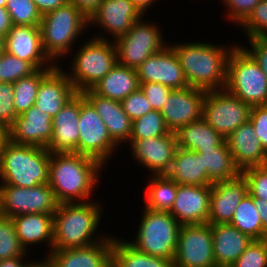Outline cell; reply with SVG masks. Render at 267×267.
I'll list each match as a JSON object with an SVG mask.
<instances>
[{
  "instance_id": "obj_55",
  "label": "cell",
  "mask_w": 267,
  "mask_h": 267,
  "mask_svg": "<svg viewBox=\"0 0 267 267\" xmlns=\"http://www.w3.org/2000/svg\"><path fill=\"white\" fill-rule=\"evenodd\" d=\"M10 142L9 128L0 123V159L4 153L6 145Z\"/></svg>"
},
{
  "instance_id": "obj_32",
  "label": "cell",
  "mask_w": 267,
  "mask_h": 267,
  "mask_svg": "<svg viewBox=\"0 0 267 267\" xmlns=\"http://www.w3.org/2000/svg\"><path fill=\"white\" fill-rule=\"evenodd\" d=\"M201 156L203 171L213 182L228 181L236 179L241 171L235 166L232 153L227 142L218 149L197 151Z\"/></svg>"
},
{
  "instance_id": "obj_21",
  "label": "cell",
  "mask_w": 267,
  "mask_h": 267,
  "mask_svg": "<svg viewBox=\"0 0 267 267\" xmlns=\"http://www.w3.org/2000/svg\"><path fill=\"white\" fill-rule=\"evenodd\" d=\"M45 259L51 267H112V236L86 247L52 250Z\"/></svg>"
},
{
  "instance_id": "obj_62",
  "label": "cell",
  "mask_w": 267,
  "mask_h": 267,
  "mask_svg": "<svg viewBox=\"0 0 267 267\" xmlns=\"http://www.w3.org/2000/svg\"><path fill=\"white\" fill-rule=\"evenodd\" d=\"M214 267H231V266H217V265H216V266H214Z\"/></svg>"
},
{
  "instance_id": "obj_31",
  "label": "cell",
  "mask_w": 267,
  "mask_h": 267,
  "mask_svg": "<svg viewBox=\"0 0 267 267\" xmlns=\"http://www.w3.org/2000/svg\"><path fill=\"white\" fill-rule=\"evenodd\" d=\"M176 136L178 147L194 152L218 149L226 143V139L203 118L181 127Z\"/></svg>"
},
{
  "instance_id": "obj_45",
  "label": "cell",
  "mask_w": 267,
  "mask_h": 267,
  "mask_svg": "<svg viewBox=\"0 0 267 267\" xmlns=\"http://www.w3.org/2000/svg\"><path fill=\"white\" fill-rule=\"evenodd\" d=\"M121 105L124 112L131 118L132 121L153 110L140 87L122 100Z\"/></svg>"
},
{
  "instance_id": "obj_20",
  "label": "cell",
  "mask_w": 267,
  "mask_h": 267,
  "mask_svg": "<svg viewBox=\"0 0 267 267\" xmlns=\"http://www.w3.org/2000/svg\"><path fill=\"white\" fill-rule=\"evenodd\" d=\"M79 116L80 93H77L52 119V137L47 145L50 153L79 154Z\"/></svg>"
},
{
  "instance_id": "obj_19",
  "label": "cell",
  "mask_w": 267,
  "mask_h": 267,
  "mask_svg": "<svg viewBox=\"0 0 267 267\" xmlns=\"http://www.w3.org/2000/svg\"><path fill=\"white\" fill-rule=\"evenodd\" d=\"M131 0H103L89 18V25H98L115 41L125 35L133 24L144 17Z\"/></svg>"
},
{
  "instance_id": "obj_33",
  "label": "cell",
  "mask_w": 267,
  "mask_h": 267,
  "mask_svg": "<svg viewBox=\"0 0 267 267\" xmlns=\"http://www.w3.org/2000/svg\"><path fill=\"white\" fill-rule=\"evenodd\" d=\"M112 267H173V263L139 252L128 241L112 237Z\"/></svg>"
},
{
  "instance_id": "obj_28",
  "label": "cell",
  "mask_w": 267,
  "mask_h": 267,
  "mask_svg": "<svg viewBox=\"0 0 267 267\" xmlns=\"http://www.w3.org/2000/svg\"><path fill=\"white\" fill-rule=\"evenodd\" d=\"M16 235L20 244L27 252L30 245L44 244L50 247L47 256L52 251L53 244V215L42 213L22 214L12 218ZM42 242V243H41ZM29 246V247H28Z\"/></svg>"
},
{
  "instance_id": "obj_56",
  "label": "cell",
  "mask_w": 267,
  "mask_h": 267,
  "mask_svg": "<svg viewBox=\"0 0 267 267\" xmlns=\"http://www.w3.org/2000/svg\"><path fill=\"white\" fill-rule=\"evenodd\" d=\"M139 11L144 15L156 0H131ZM150 6V7H149Z\"/></svg>"
},
{
  "instance_id": "obj_2",
  "label": "cell",
  "mask_w": 267,
  "mask_h": 267,
  "mask_svg": "<svg viewBox=\"0 0 267 267\" xmlns=\"http://www.w3.org/2000/svg\"><path fill=\"white\" fill-rule=\"evenodd\" d=\"M175 51L190 87L206 91L225 89L227 62L233 46L205 42L169 44Z\"/></svg>"
},
{
  "instance_id": "obj_17",
  "label": "cell",
  "mask_w": 267,
  "mask_h": 267,
  "mask_svg": "<svg viewBox=\"0 0 267 267\" xmlns=\"http://www.w3.org/2000/svg\"><path fill=\"white\" fill-rule=\"evenodd\" d=\"M212 185L177 184L176 198L170 211L181 225L207 224Z\"/></svg>"
},
{
  "instance_id": "obj_4",
  "label": "cell",
  "mask_w": 267,
  "mask_h": 267,
  "mask_svg": "<svg viewBox=\"0 0 267 267\" xmlns=\"http://www.w3.org/2000/svg\"><path fill=\"white\" fill-rule=\"evenodd\" d=\"M50 156L47 148L10 141L0 159V185L34 187L48 183Z\"/></svg>"
},
{
  "instance_id": "obj_6",
  "label": "cell",
  "mask_w": 267,
  "mask_h": 267,
  "mask_svg": "<svg viewBox=\"0 0 267 267\" xmlns=\"http://www.w3.org/2000/svg\"><path fill=\"white\" fill-rule=\"evenodd\" d=\"M66 74L77 93L91 89L117 63V51L114 41L104 35H94L79 47ZM71 73V74H70Z\"/></svg>"
},
{
  "instance_id": "obj_14",
  "label": "cell",
  "mask_w": 267,
  "mask_h": 267,
  "mask_svg": "<svg viewBox=\"0 0 267 267\" xmlns=\"http://www.w3.org/2000/svg\"><path fill=\"white\" fill-rule=\"evenodd\" d=\"M206 90L194 87L173 89L160 110L167 128L177 132L186 124L202 118Z\"/></svg>"
},
{
  "instance_id": "obj_53",
  "label": "cell",
  "mask_w": 267,
  "mask_h": 267,
  "mask_svg": "<svg viewBox=\"0 0 267 267\" xmlns=\"http://www.w3.org/2000/svg\"><path fill=\"white\" fill-rule=\"evenodd\" d=\"M26 257H14L10 259L0 260V267H29L34 261L25 262Z\"/></svg>"
},
{
  "instance_id": "obj_9",
  "label": "cell",
  "mask_w": 267,
  "mask_h": 267,
  "mask_svg": "<svg viewBox=\"0 0 267 267\" xmlns=\"http://www.w3.org/2000/svg\"><path fill=\"white\" fill-rule=\"evenodd\" d=\"M143 19L136 21L125 35L114 41L118 64L137 69L145 59L169 45L156 23L144 22Z\"/></svg>"
},
{
  "instance_id": "obj_52",
  "label": "cell",
  "mask_w": 267,
  "mask_h": 267,
  "mask_svg": "<svg viewBox=\"0 0 267 267\" xmlns=\"http://www.w3.org/2000/svg\"><path fill=\"white\" fill-rule=\"evenodd\" d=\"M13 24L6 7H0V36L6 37Z\"/></svg>"
},
{
  "instance_id": "obj_43",
  "label": "cell",
  "mask_w": 267,
  "mask_h": 267,
  "mask_svg": "<svg viewBox=\"0 0 267 267\" xmlns=\"http://www.w3.org/2000/svg\"><path fill=\"white\" fill-rule=\"evenodd\" d=\"M231 267H267V251L260 240H252Z\"/></svg>"
},
{
  "instance_id": "obj_36",
  "label": "cell",
  "mask_w": 267,
  "mask_h": 267,
  "mask_svg": "<svg viewBox=\"0 0 267 267\" xmlns=\"http://www.w3.org/2000/svg\"><path fill=\"white\" fill-rule=\"evenodd\" d=\"M52 69L53 68L37 69L31 75L23 77L13 83L14 108L17 115L22 114L34 105L41 80Z\"/></svg>"
},
{
  "instance_id": "obj_11",
  "label": "cell",
  "mask_w": 267,
  "mask_h": 267,
  "mask_svg": "<svg viewBox=\"0 0 267 267\" xmlns=\"http://www.w3.org/2000/svg\"><path fill=\"white\" fill-rule=\"evenodd\" d=\"M251 106L226 89L207 91L202 118L225 139L249 120Z\"/></svg>"
},
{
  "instance_id": "obj_40",
  "label": "cell",
  "mask_w": 267,
  "mask_h": 267,
  "mask_svg": "<svg viewBox=\"0 0 267 267\" xmlns=\"http://www.w3.org/2000/svg\"><path fill=\"white\" fill-rule=\"evenodd\" d=\"M6 9L13 25L40 26L42 15L33 0H7Z\"/></svg>"
},
{
  "instance_id": "obj_41",
  "label": "cell",
  "mask_w": 267,
  "mask_h": 267,
  "mask_svg": "<svg viewBox=\"0 0 267 267\" xmlns=\"http://www.w3.org/2000/svg\"><path fill=\"white\" fill-rule=\"evenodd\" d=\"M241 175L247 182L249 195L267 200V164L246 168Z\"/></svg>"
},
{
  "instance_id": "obj_49",
  "label": "cell",
  "mask_w": 267,
  "mask_h": 267,
  "mask_svg": "<svg viewBox=\"0 0 267 267\" xmlns=\"http://www.w3.org/2000/svg\"><path fill=\"white\" fill-rule=\"evenodd\" d=\"M248 48L243 47L259 64V67L267 77V38L265 37H250L248 38Z\"/></svg>"
},
{
  "instance_id": "obj_1",
  "label": "cell",
  "mask_w": 267,
  "mask_h": 267,
  "mask_svg": "<svg viewBox=\"0 0 267 267\" xmlns=\"http://www.w3.org/2000/svg\"><path fill=\"white\" fill-rule=\"evenodd\" d=\"M102 166L97 160L78 153H51L48 184L57 202L90 201L93 189L99 184Z\"/></svg>"
},
{
  "instance_id": "obj_48",
  "label": "cell",
  "mask_w": 267,
  "mask_h": 267,
  "mask_svg": "<svg viewBox=\"0 0 267 267\" xmlns=\"http://www.w3.org/2000/svg\"><path fill=\"white\" fill-rule=\"evenodd\" d=\"M249 120L263 149L267 152V105L252 106Z\"/></svg>"
},
{
  "instance_id": "obj_47",
  "label": "cell",
  "mask_w": 267,
  "mask_h": 267,
  "mask_svg": "<svg viewBox=\"0 0 267 267\" xmlns=\"http://www.w3.org/2000/svg\"><path fill=\"white\" fill-rule=\"evenodd\" d=\"M140 89L145 94L153 110L160 111L173 89L160 83L139 82Z\"/></svg>"
},
{
  "instance_id": "obj_34",
  "label": "cell",
  "mask_w": 267,
  "mask_h": 267,
  "mask_svg": "<svg viewBox=\"0 0 267 267\" xmlns=\"http://www.w3.org/2000/svg\"><path fill=\"white\" fill-rule=\"evenodd\" d=\"M145 187V206L153 211L170 212L177 192V183L165 175H152Z\"/></svg>"
},
{
  "instance_id": "obj_7",
  "label": "cell",
  "mask_w": 267,
  "mask_h": 267,
  "mask_svg": "<svg viewBox=\"0 0 267 267\" xmlns=\"http://www.w3.org/2000/svg\"><path fill=\"white\" fill-rule=\"evenodd\" d=\"M142 212L135 240L128 243L139 252L163 257L173 263L181 224L170 212L153 211L146 207Z\"/></svg>"
},
{
  "instance_id": "obj_3",
  "label": "cell",
  "mask_w": 267,
  "mask_h": 267,
  "mask_svg": "<svg viewBox=\"0 0 267 267\" xmlns=\"http://www.w3.org/2000/svg\"><path fill=\"white\" fill-rule=\"evenodd\" d=\"M92 201L58 205L53 215L52 250L86 247L103 241L108 236L106 233L105 236H94L97 234L103 209L100 203Z\"/></svg>"
},
{
  "instance_id": "obj_8",
  "label": "cell",
  "mask_w": 267,
  "mask_h": 267,
  "mask_svg": "<svg viewBox=\"0 0 267 267\" xmlns=\"http://www.w3.org/2000/svg\"><path fill=\"white\" fill-rule=\"evenodd\" d=\"M225 89L251 107L267 105V77L241 45L229 55Z\"/></svg>"
},
{
  "instance_id": "obj_59",
  "label": "cell",
  "mask_w": 267,
  "mask_h": 267,
  "mask_svg": "<svg viewBox=\"0 0 267 267\" xmlns=\"http://www.w3.org/2000/svg\"><path fill=\"white\" fill-rule=\"evenodd\" d=\"M39 267H51V266L49 265V262L44 258L42 259L41 262L39 261Z\"/></svg>"
},
{
  "instance_id": "obj_24",
  "label": "cell",
  "mask_w": 267,
  "mask_h": 267,
  "mask_svg": "<svg viewBox=\"0 0 267 267\" xmlns=\"http://www.w3.org/2000/svg\"><path fill=\"white\" fill-rule=\"evenodd\" d=\"M76 94L65 70L57 64L41 80L34 105L53 118Z\"/></svg>"
},
{
  "instance_id": "obj_30",
  "label": "cell",
  "mask_w": 267,
  "mask_h": 267,
  "mask_svg": "<svg viewBox=\"0 0 267 267\" xmlns=\"http://www.w3.org/2000/svg\"><path fill=\"white\" fill-rule=\"evenodd\" d=\"M139 87L136 69L116 63L91 90L99 96L121 102Z\"/></svg>"
},
{
  "instance_id": "obj_10",
  "label": "cell",
  "mask_w": 267,
  "mask_h": 267,
  "mask_svg": "<svg viewBox=\"0 0 267 267\" xmlns=\"http://www.w3.org/2000/svg\"><path fill=\"white\" fill-rule=\"evenodd\" d=\"M54 192L48 183L34 187L0 185V215L16 217L22 214H52L57 210Z\"/></svg>"
},
{
  "instance_id": "obj_39",
  "label": "cell",
  "mask_w": 267,
  "mask_h": 267,
  "mask_svg": "<svg viewBox=\"0 0 267 267\" xmlns=\"http://www.w3.org/2000/svg\"><path fill=\"white\" fill-rule=\"evenodd\" d=\"M37 69L28 61L4 51L0 55V82L14 83Z\"/></svg>"
},
{
  "instance_id": "obj_25",
  "label": "cell",
  "mask_w": 267,
  "mask_h": 267,
  "mask_svg": "<svg viewBox=\"0 0 267 267\" xmlns=\"http://www.w3.org/2000/svg\"><path fill=\"white\" fill-rule=\"evenodd\" d=\"M226 142L232 153L235 166L240 171L249 167L267 164V152L263 149L259 138L256 136L250 120L232 132Z\"/></svg>"
},
{
  "instance_id": "obj_60",
  "label": "cell",
  "mask_w": 267,
  "mask_h": 267,
  "mask_svg": "<svg viewBox=\"0 0 267 267\" xmlns=\"http://www.w3.org/2000/svg\"><path fill=\"white\" fill-rule=\"evenodd\" d=\"M7 0H0V7H6Z\"/></svg>"
},
{
  "instance_id": "obj_15",
  "label": "cell",
  "mask_w": 267,
  "mask_h": 267,
  "mask_svg": "<svg viewBox=\"0 0 267 267\" xmlns=\"http://www.w3.org/2000/svg\"><path fill=\"white\" fill-rule=\"evenodd\" d=\"M132 158L151 175H165L178 147L176 132L141 140H129Z\"/></svg>"
},
{
  "instance_id": "obj_58",
  "label": "cell",
  "mask_w": 267,
  "mask_h": 267,
  "mask_svg": "<svg viewBox=\"0 0 267 267\" xmlns=\"http://www.w3.org/2000/svg\"><path fill=\"white\" fill-rule=\"evenodd\" d=\"M5 51V37L0 36V55Z\"/></svg>"
},
{
  "instance_id": "obj_26",
  "label": "cell",
  "mask_w": 267,
  "mask_h": 267,
  "mask_svg": "<svg viewBox=\"0 0 267 267\" xmlns=\"http://www.w3.org/2000/svg\"><path fill=\"white\" fill-rule=\"evenodd\" d=\"M93 105L103 120L111 138L118 144L129 142L132 131V120L124 112L121 102L95 94L91 89L82 92Z\"/></svg>"
},
{
  "instance_id": "obj_51",
  "label": "cell",
  "mask_w": 267,
  "mask_h": 267,
  "mask_svg": "<svg viewBox=\"0 0 267 267\" xmlns=\"http://www.w3.org/2000/svg\"><path fill=\"white\" fill-rule=\"evenodd\" d=\"M39 13L43 16L46 13L56 10L62 5H65L69 0H33Z\"/></svg>"
},
{
  "instance_id": "obj_50",
  "label": "cell",
  "mask_w": 267,
  "mask_h": 267,
  "mask_svg": "<svg viewBox=\"0 0 267 267\" xmlns=\"http://www.w3.org/2000/svg\"><path fill=\"white\" fill-rule=\"evenodd\" d=\"M103 0H69L78 8L88 19L98 9Z\"/></svg>"
},
{
  "instance_id": "obj_18",
  "label": "cell",
  "mask_w": 267,
  "mask_h": 267,
  "mask_svg": "<svg viewBox=\"0 0 267 267\" xmlns=\"http://www.w3.org/2000/svg\"><path fill=\"white\" fill-rule=\"evenodd\" d=\"M5 51L36 69L56 66L44 52L40 26L13 25L5 37Z\"/></svg>"
},
{
  "instance_id": "obj_16",
  "label": "cell",
  "mask_w": 267,
  "mask_h": 267,
  "mask_svg": "<svg viewBox=\"0 0 267 267\" xmlns=\"http://www.w3.org/2000/svg\"><path fill=\"white\" fill-rule=\"evenodd\" d=\"M136 72L139 82L160 83L171 89L189 86L180 61L170 45L145 59Z\"/></svg>"
},
{
  "instance_id": "obj_42",
  "label": "cell",
  "mask_w": 267,
  "mask_h": 267,
  "mask_svg": "<svg viewBox=\"0 0 267 267\" xmlns=\"http://www.w3.org/2000/svg\"><path fill=\"white\" fill-rule=\"evenodd\" d=\"M240 26L248 38H267V1L262 0Z\"/></svg>"
},
{
  "instance_id": "obj_12",
  "label": "cell",
  "mask_w": 267,
  "mask_h": 267,
  "mask_svg": "<svg viewBox=\"0 0 267 267\" xmlns=\"http://www.w3.org/2000/svg\"><path fill=\"white\" fill-rule=\"evenodd\" d=\"M79 154L100 162L103 167L117 150L118 144L111 138L103 120L93 105L80 93Z\"/></svg>"
},
{
  "instance_id": "obj_37",
  "label": "cell",
  "mask_w": 267,
  "mask_h": 267,
  "mask_svg": "<svg viewBox=\"0 0 267 267\" xmlns=\"http://www.w3.org/2000/svg\"><path fill=\"white\" fill-rule=\"evenodd\" d=\"M170 132L160 111L152 110L132 121L130 140H141L166 135Z\"/></svg>"
},
{
  "instance_id": "obj_22",
  "label": "cell",
  "mask_w": 267,
  "mask_h": 267,
  "mask_svg": "<svg viewBox=\"0 0 267 267\" xmlns=\"http://www.w3.org/2000/svg\"><path fill=\"white\" fill-rule=\"evenodd\" d=\"M52 117L35 105L19 114L9 128L10 141L20 145L47 148L52 137Z\"/></svg>"
},
{
  "instance_id": "obj_23",
  "label": "cell",
  "mask_w": 267,
  "mask_h": 267,
  "mask_svg": "<svg viewBox=\"0 0 267 267\" xmlns=\"http://www.w3.org/2000/svg\"><path fill=\"white\" fill-rule=\"evenodd\" d=\"M247 194V182L241 174L236 179L213 183L207 223H230L234 211Z\"/></svg>"
},
{
  "instance_id": "obj_54",
  "label": "cell",
  "mask_w": 267,
  "mask_h": 267,
  "mask_svg": "<svg viewBox=\"0 0 267 267\" xmlns=\"http://www.w3.org/2000/svg\"><path fill=\"white\" fill-rule=\"evenodd\" d=\"M254 203L259 211V217L263 226L267 228V200L254 198Z\"/></svg>"
},
{
  "instance_id": "obj_61",
  "label": "cell",
  "mask_w": 267,
  "mask_h": 267,
  "mask_svg": "<svg viewBox=\"0 0 267 267\" xmlns=\"http://www.w3.org/2000/svg\"><path fill=\"white\" fill-rule=\"evenodd\" d=\"M29 267H39V261L33 262Z\"/></svg>"
},
{
  "instance_id": "obj_57",
  "label": "cell",
  "mask_w": 267,
  "mask_h": 267,
  "mask_svg": "<svg viewBox=\"0 0 267 267\" xmlns=\"http://www.w3.org/2000/svg\"><path fill=\"white\" fill-rule=\"evenodd\" d=\"M260 241L264 244V247L267 251V228L265 229L264 233L262 234Z\"/></svg>"
},
{
  "instance_id": "obj_46",
  "label": "cell",
  "mask_w": 267,
  "mask_h": 267,
  "mask_svg": "<svg viewBox=\"0 0 267 267\" xmlns=\"http://www.w3.org/2000/svg\"><path fill=\"white\" fill-rule=\"evenodd\" d=\"M262 0H222L227 7L228 21L241 25Z\"/></svg>"
},
{
  "instance_id": "obj_27",
  "label": "cell",
  "mask_w": 267,
  "mask_h": 267,
  "mask_svg": "<svg viewBox=\"0 0 267 267\" xmlns=\"http://www.w3.org/2000/svg\"><path fill=\"white\" fill-rule=\"evenodd\" d=\"M214 259L217 266H232L252 239L229 223L211 224Z\"/></svg>"
},
{
  "instance_id": "obj_13",
  "label": "cell",
  "mask_w": 267,
  "mask_h": 267,
  "mask_svg": "<svg viewBox=\"0 0 267 267\" xmlns=\"http://www.w3.org/2000/svg\"><path fill=\"white\" fill-rule=\"evenodd\" d=\"M211 224L181 225L173 267H214Z\"/></svg>"
},
{
  "instance_id": "obj_44",
  "label": "cell",
  "mask_w": 267,
  "mask_h": 267,
  "mask_svg": "<svg viewBox=\"0 0 267 267\" xmlns=\"http://www.w3.org/2000/svg\"><path fill=\"white\" fill-rule=\"evenodd\" d=\"M13 83L0 82V123L10 128L18 116L14 108Z\"/></svg>"
},
{
  "instance_id": "obj_5",
  "label": "cell",
  "mask_w": 267,
  "mask_h": 267,
  "mask_svg": "<svg viewBox=\"0 0 267 267\" xmlns=\"http://www.w3.org/2000/svg\"><path fill=\"white\" fill-rule=\"evenodd\" d=\"M89 27V19L71 2L42 16L40 22L42 46L56 65L60 58L71 53L74 40ZM73 45V46H72ZM57 61V62H56Z\"/></svg>"
},
{
  "instance_id": "obj_38",
  "label": "cell",
  "mask_w": 267,
  "mask_h": 267,
  "mask_svg": "<svg viewBox=\"0 0 267 267\" xmlns=\"http://www.w3.org/2000/svg\"><path fill=\"white\" fill-rule=\"evenodd\" d=\"M28 255L16 235L11 217L0 215V260Z\"/></svg>"
},
{
  "instance_id": "obj_29",
  "label": "cell",
  "mask_w": 267,
  "mask_h": 267,
  "mask_svg": "<svg viewBox=\"0 0 267 267\" xmlns=\"http://www.w3.org/2000/svg\"><path fill=\"white\" fill-rule=\"evenodd\" d=\"M165 176L180 185H212L213 182L203 171V163L199 153L177 147L173 161Z\"/></svg>"
},
{
  "instance_id": "obj_35",
  "label": "cell",
  "mask_w": 267,
  "mask_h": 267,
  "mask_svg": "<svg viewBox=\"0 0 267 267\" xmlns=\"http://www.w3.org/2000/svg\"><path fill=\"white\" fill-rule=\"evenodd\" d=\"M248 235L252 240H260L265 231L259 211L254 203V198L247 194L234 211L233 218L229 223Z\"/></svg>"
}]
</instances>
